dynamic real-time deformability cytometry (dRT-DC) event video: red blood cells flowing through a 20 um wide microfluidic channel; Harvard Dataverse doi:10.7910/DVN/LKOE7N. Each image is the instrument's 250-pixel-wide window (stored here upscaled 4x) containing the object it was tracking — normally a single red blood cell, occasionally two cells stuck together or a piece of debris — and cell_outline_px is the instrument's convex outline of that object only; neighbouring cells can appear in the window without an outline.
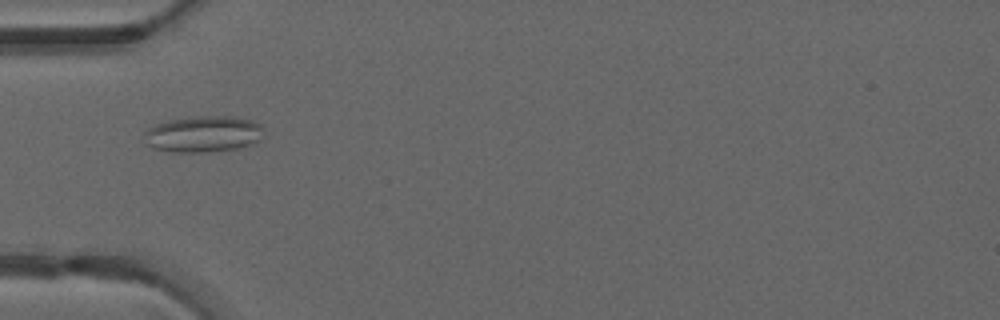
{"species": "common noctule bat (a hibernating species)", "species_latin": "Nyctalus noctula", "temperature_condition": "warm", "stored_images_in_passage": 35, "camera_frame_rate_fps": 3000, "um_per_image_px": 0.085, "animal": {"sex": "male", "forearm_length_mm": 52.5}, "frame": {"image": 1, "passage_image": 2, "time_ms": 0.333, "image_size_px": [1000, 320], "cell_outline_px": [[260, 140], [252, 144], [236, 148], [204, 152], [172, 152], [152, 148], [148, 144], [144, 132], [148, 128], [156, 124], [168, 120], [196, 116], [236, 116], [252, 120], [260, 124]], "centroid_in_image_um": [17.26, 11.38], "position_along_channel_um": 67.7, "area_um2": 25.09}}
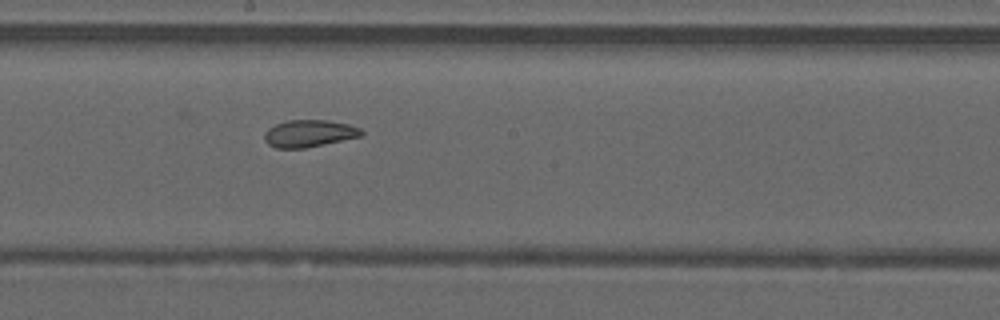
{"frame": {"image": 2, "passage_image": 13, "time_ms": 4.0, "image_size_px": [1000, 320], "cell_outline_px": [[364, 132], [360, 136], [304, 148], [276, 148], [268, 144], [264, 140], [264, 132], [268, 128], [276, 124], [288, 120], [328, 120], [348, 124], [360, 128]], "centroid_in_image_um": [26.24, 11.33], "position_along_channel_um": 222.0, "area_um2": 15.2}}
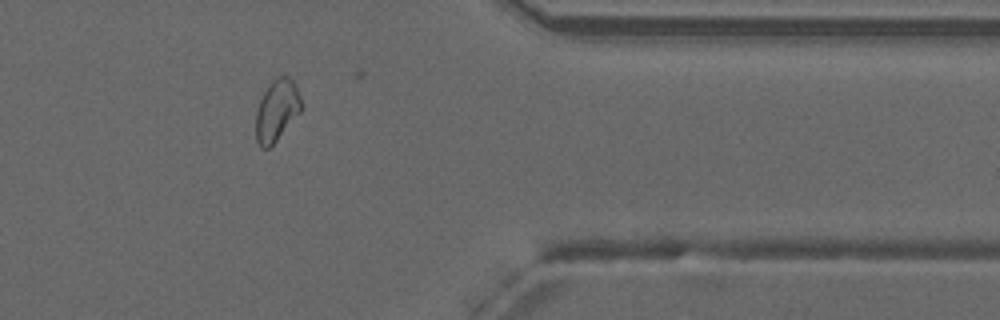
{"frame": {"image": 3, "passage_image": 26, "time_ms": 8.333, "image_size_px": [1000, 320], "cell_outline_px": [[300, 112], [276, 140], [268, 148], [260, 148], [256, 140], [256, 112], [260, 100], [268, 84], [276, 76], [288, 76], [292, 80], [300, 96]], "centroid_in_image_um": [23.49, 9.37], "position_along_channel_um": 387.9, "area_um2": 15.95}}